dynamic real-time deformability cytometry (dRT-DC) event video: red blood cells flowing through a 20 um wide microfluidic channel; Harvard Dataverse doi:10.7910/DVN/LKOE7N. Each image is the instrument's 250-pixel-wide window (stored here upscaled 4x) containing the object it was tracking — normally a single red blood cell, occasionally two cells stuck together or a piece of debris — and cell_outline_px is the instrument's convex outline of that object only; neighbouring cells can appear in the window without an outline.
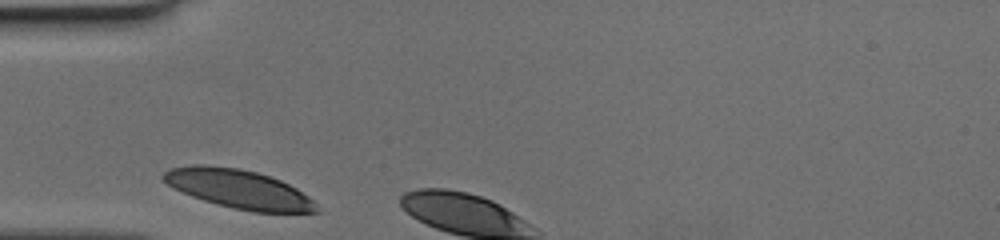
{"species": "human", "species_latin": "Homo sapiens", "temperature_condition": "cold", "stored_images_in_passage": 3, "camera_frame_rate_fps": 3000, "um_per_image_px": 0.085, "donor": {"sex": "female"}, "frame": {"image": 1, "passage_image": 1, "time_ms": 0.0, "image_size_px": [1000, 240], "cell_outline_px": [[320, 212], [252, 212], [232, 208], [216, 204], [192, 196], [172, 188], [160, 176], [164, 172], [172, 168], [192, 164], [208, 164], [240, 168], [256, 172], [280, 180], [296, 188], [308, 196], [316, 204]], "centroid_in_image_um": [20.26, 16.06], "position_along_channel_um": 64.7, "area_um2": 34.68}}